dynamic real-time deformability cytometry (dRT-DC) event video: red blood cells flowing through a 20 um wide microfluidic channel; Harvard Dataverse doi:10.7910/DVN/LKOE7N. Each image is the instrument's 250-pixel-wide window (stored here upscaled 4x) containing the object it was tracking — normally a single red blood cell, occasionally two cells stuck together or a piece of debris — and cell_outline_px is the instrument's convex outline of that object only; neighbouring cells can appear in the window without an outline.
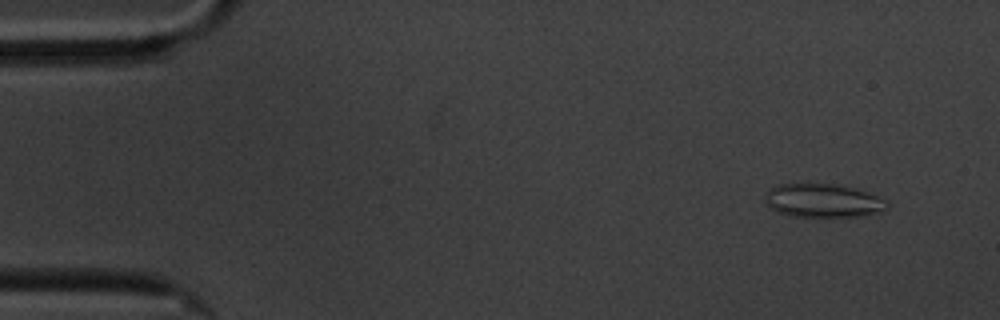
{"species": "common noctule bat (a hibernating species)", "species_latin": "Nyctalus noctula", "temperature_condition": "cold", "stored_images_in_passage": 5, "camera_frame_rate_fps": 3000, "um_per_image_px": 0.085, "animal": {"sex": "male", "body_mass_g": 20.1, "forearm_length_mm": 53.5}, "frame": {"image": 1, "passage_image": 1, "time_ms": 0.0, "image_size_px": [1000, 320], "cell_outline_px": [[888, 208], [880, 212], [864, 216], [828, 220], [792, 216], [776, 212], [764, 200], [764, 196], [772, 188], [780, 184], [836, 184], [856, 188], [876, 196], [884, 200], [888, 204]], "centroid_in_image_um": [69.98, 17.12], "position_along_channel_um": 15.0, "area_um2": 24.68}}
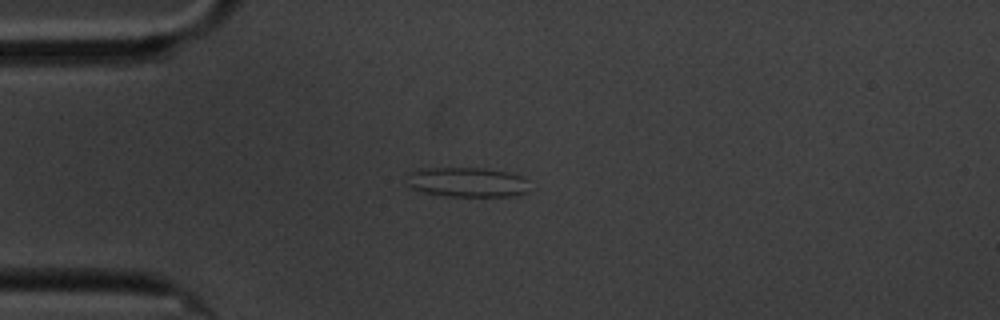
{"frame": {"image": 2, "passage_image": 4, "time_ms": 3.333, "image_size_px": [1000, 320], "cell_outline_px": [[528, 192], [512, 196], [448, 196], [420, 192], [412, 188], [408, 184], [408, 176], [412, 172], [420, 168], [480, 168], [508, 172], [520, 176], [528, 180]], "centroid_in_image_um": [39.72, 15.49], "position_along_channel_um": 45.3, "area_um2": 21.21}}